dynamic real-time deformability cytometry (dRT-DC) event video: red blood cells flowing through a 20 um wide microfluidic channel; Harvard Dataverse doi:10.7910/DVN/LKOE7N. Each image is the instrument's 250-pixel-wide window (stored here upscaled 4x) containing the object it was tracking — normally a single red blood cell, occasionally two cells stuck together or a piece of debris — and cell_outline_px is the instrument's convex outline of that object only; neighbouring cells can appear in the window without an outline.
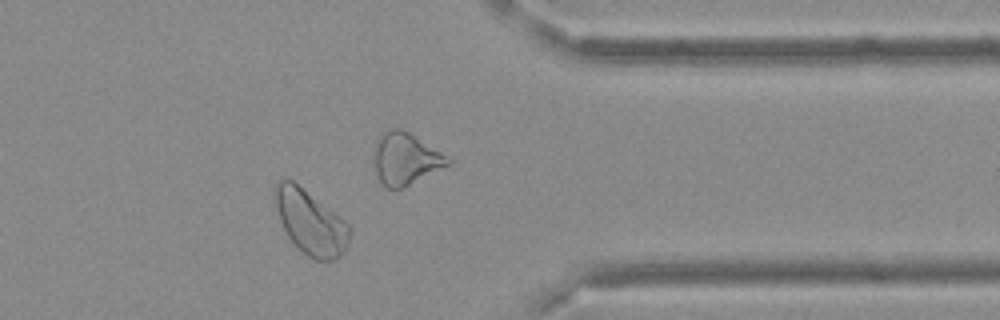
{"species": "Egyptian fruit bat (a non-hibernating species)", "species_latin": "Rousettus aegyptiacus", "temperature_condition": "cold", "stored_images_in_passage": 31, "camera_frame_rate_fps": 3000, "um_per_image_px": 0.085, "frame": {"image": 1, "passage_image": 22, "time_ms": 7.0, "image_size_px": [1000, 320], "cell_outline_px": [[352, 232], [348, 244], [344, 252], [336, 260], [316, 260], [308, 256], [288, 236], [280, 220], [272, 196], [272, 188], [284, 176], [292, 180], [340, 216], [352, 228]], "centroid_in_image_um": [26.39, 18.86], "position_along_channel_um": 385.0, "area_um2": 28.09}}